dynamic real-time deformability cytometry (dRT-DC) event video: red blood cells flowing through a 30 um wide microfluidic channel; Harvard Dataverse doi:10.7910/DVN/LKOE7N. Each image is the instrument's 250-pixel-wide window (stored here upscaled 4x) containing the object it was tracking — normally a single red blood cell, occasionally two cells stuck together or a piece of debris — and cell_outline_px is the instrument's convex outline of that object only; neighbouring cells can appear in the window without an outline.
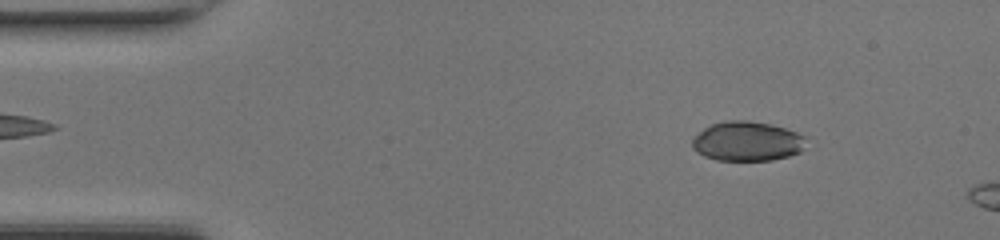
{"species": "common noctule bat (a hibernating species)", "species_latin": "Nyctalus noctula", "temperature_condition": "room temperature", "stored_images_in_passage": 46, "camera_frame_rate_fps": 3000, "um_per_image_px": 0.085, "animal": {"sex": "female", "body_mass_g": 17.0, "forearm_length_mm": 48.0}, "frame": {"image": 1, "passage_image": 6, "time_ms": 1.667, "image_size_px": [1000, 240], "cell_outline_px": [[804, 136], [800, 152], [788, 156], [772, 160], [716, 160], [704, 156], [696, 152], [692, 148], [692, 140], [704, 128], [712, 124], [724, 120], [748, 120], [772, 124], [796, 132]], "centroid_in_image_um": [63.46, 12.0], "position_along_channel_um": 21.5, "area_um2": 26.07}}
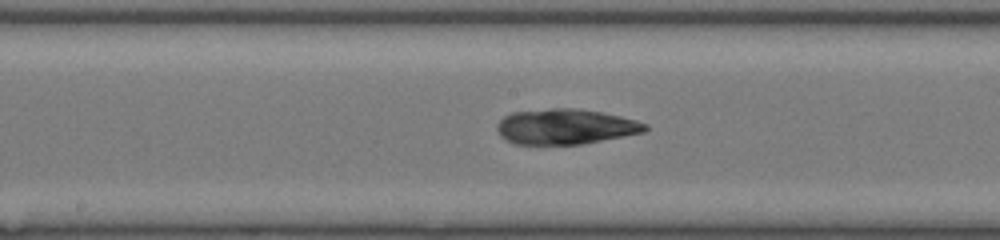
{"frame": {"image": 2, "passage_image": 24, "time_ms": 7.667, "image_size_px": [1000, 240], "cell_outline_px": [[648, 128], [644, 132], [624, 136], [580, 144], [516, 144], [500, 136], [496, 128], [500, 120], [504, 116], [512, 112], [552, 108], [576, 108], [600, 112], [620, 116], [636, 120], [648, 124]], "centroid_in_image_um": [48.06, 10.76], "position_along_channel_um": 200.1, "area_um2": 30.35}}
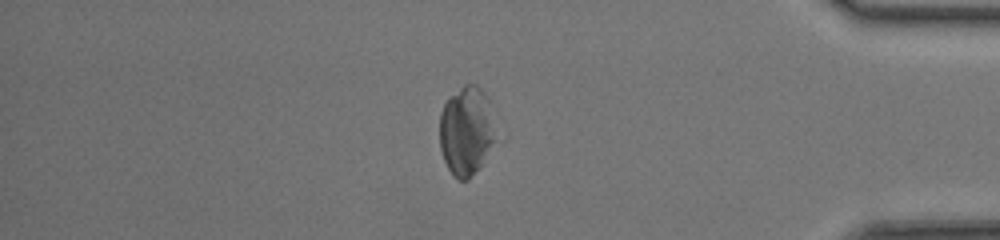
{"frame": {"image": 3, "passage_image": 40, "time_ms": 13.0, "image_size_px": [1000, 240], "cell_outline_px": [[492, 140], [480, 168], [468, 180], [456, 180], [452, 176], [444, 160], [440, 148], [440, 112], [444, 104], [464, 84], [476, 84], [484, 92], [488, 100]], "centroid_in_image_um": [39.56, 11.17], "position_along_channel_um": 395.6, "area_um2": 28.03}, "authors_computed_cell_mechanics": {"area_um2": 29.478, "velocity_mm_per_s": 4.3258, "shape_relaxation_time_tau1_ms": null, "shape_relaxation_time_tau2_ms": 3.2642, "deformation_change_tau1": null, "deformation_change_tau2": 0.0852}}